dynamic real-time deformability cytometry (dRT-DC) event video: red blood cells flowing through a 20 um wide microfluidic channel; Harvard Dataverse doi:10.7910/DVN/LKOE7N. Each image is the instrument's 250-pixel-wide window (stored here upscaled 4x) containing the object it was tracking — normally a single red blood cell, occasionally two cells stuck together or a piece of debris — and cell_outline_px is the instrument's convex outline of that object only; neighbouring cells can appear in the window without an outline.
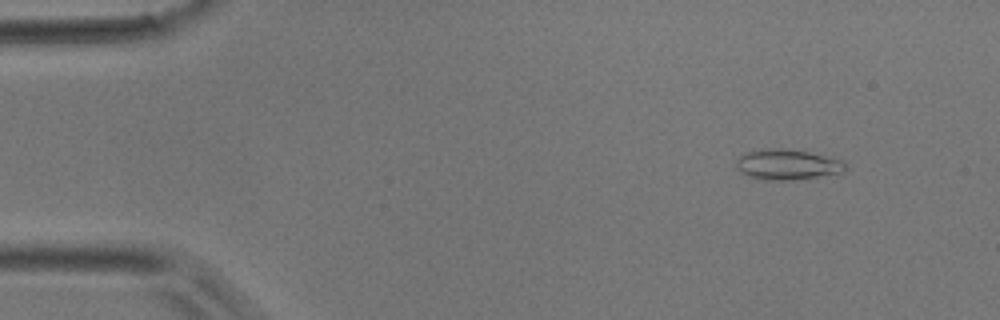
{"species": "common noctule bat (a hibernating species)", "species_latin": "Nyctalus noctula", "temperature_condition": "room temperature", "stored_images_in_passage": 4, "camera_frame_rate_fps": 3000, "um_per_image_px": 0.085, "animal": {"sex": "male", "body_mass_g": 17.9}, "frame": {"image": 1, "passage_image": 2, "time_ms": 0.333, "image_size_px": [1000, 320], "cell_outline_px": [[848, 168], [840, 172], [796, 180], [764, 180], [748, 176], [740, 172], [736, 168], [736, 160], [744, 152], [768, 148], [776, 148], [808, 152], [844, 160]], "centroid_in_image_um": [66.89, 13.99], "position_along_channel_um": 18.1, "area_um2": 19.36}}
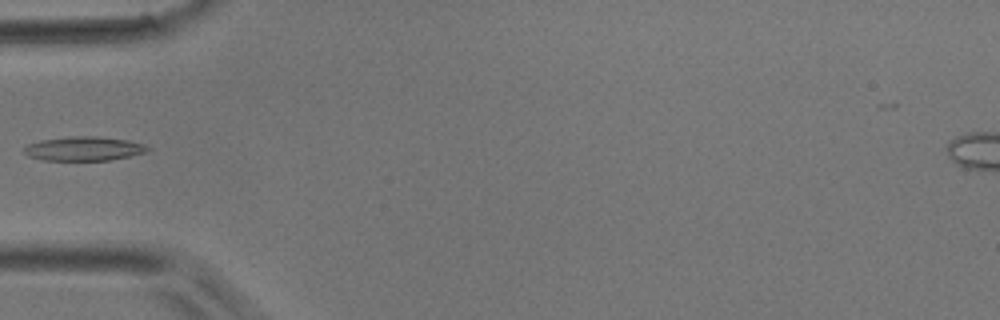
{"frame": {"image": 2, "passage_image": 4, "time_ms": 1.0, "image_size_px": [1000, 320], "cell_outline_px": [[148, 148], [144, 152], [128, 156], [108, 160], [44, 160], [28, 156], [24, 152], [24, 148], [28, 144], [40, 140], [72, 136], [100, 136], [128, 140], [144, 144]], "centroid_in_image_um": [7.09, 12.62], "position_along_channel_um": 77.9, "area_um2": 17.17}}